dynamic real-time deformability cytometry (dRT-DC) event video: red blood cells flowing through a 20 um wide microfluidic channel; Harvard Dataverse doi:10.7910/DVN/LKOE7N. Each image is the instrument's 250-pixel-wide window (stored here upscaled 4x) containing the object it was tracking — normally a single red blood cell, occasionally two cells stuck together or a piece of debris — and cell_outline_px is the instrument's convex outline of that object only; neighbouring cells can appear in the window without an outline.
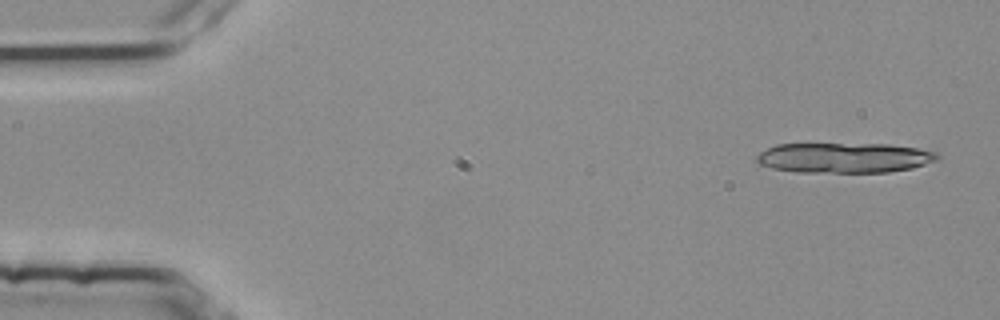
{"species": "common noctule bat (a hibernating species)", "species_latin": "Nyctalus noctula", "temperature_condition": "room temperature", "stored_images_in_passage": 3, "camera_frame_rate_fps": 3000, "um_per_image_px": 0.085, "animal": {"sex": "female", "body_mass_g": 25.1}, "frame": {"image": 1, "passage_image": 1, "time_ms": 0.0, "image_size_px": [1000, 320], "cell_outline_px": [[940, 160], [912, 168], [888, 172], [796, 172], [772, 168], [760, 164], [756, 160], [756, 156], [760, 152], [776, 144], [888, 144], [920, 148], [936, 152], [940, 156]], "centroid_in_image_um": [71.81, 13.41], "position_along_channel_um": 13.2, "area_um2": 31.91}}